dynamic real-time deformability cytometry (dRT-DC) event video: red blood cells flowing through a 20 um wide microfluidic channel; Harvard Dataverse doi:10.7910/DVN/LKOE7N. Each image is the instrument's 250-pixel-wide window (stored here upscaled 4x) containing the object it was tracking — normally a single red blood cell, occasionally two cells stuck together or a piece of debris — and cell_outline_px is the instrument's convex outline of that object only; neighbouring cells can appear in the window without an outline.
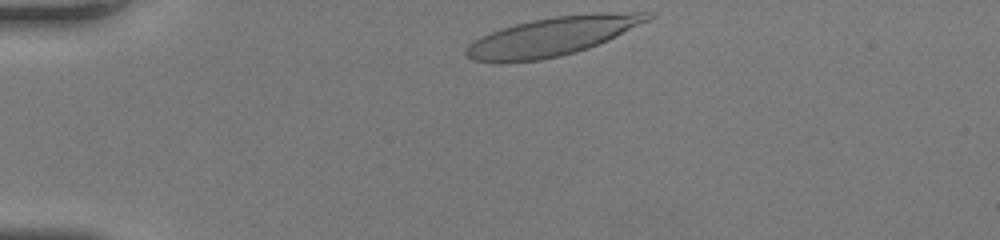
{"species": "human", "species_latin": "Homo sapiens", "temperature_condition": "room temperature", "stored_images_in_passage": 32, "camera_frame_rate_fps": 3000, "um_per_image_px": 0.085, "donor": {"sex": "female"}, "frame": {"image": 1, "passage_image": 1, "time_ms": 0.0, "image_size_px": [1000, 240], "cell_outline_px": [[656, 16], [608, 40], [588, 48], [576, 52], [560, 56], [540, 60], [500, 64], [496, 64], [472, 60], [464, 52], [468, 44], [472, 40], [480, 36], [516, 24], [532, 20], [556, 16], [596, 12], [652, 12]], "centroid_in_image_um": [46.92, 3.11], "position_along_channel_um": 38.1, "area_um2": 41.21}}
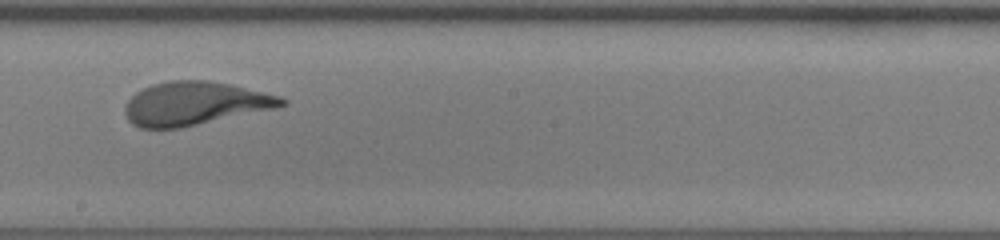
{"frame": {"image": 2, "passage_image": 19, "time_ms": 6.0, "image_size_px": [1000, 240], "cell_outline_px": [[288, 104], [276, 108], [180, 128], [140, 128], [132, 124], [128, 120], [124, 112], [124, 104], [136, 92], [152, 84], [168, 80], [208, 80], [228, 84], [280, 96], [288, 100]], "centroid_in_image_um": [16.53, 8.8], "position_along_channel_um": 231.7, "area_um2": 39.59}}
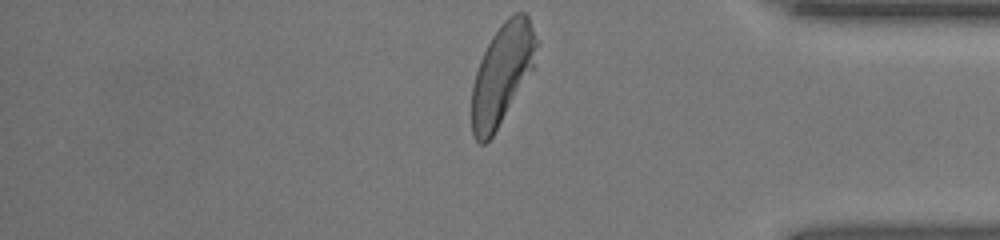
{"frame": {"image": 3, "passage_image": 32, "time_ms": 10.333, "image_size_px": [1000, 240], "cell_outline_px": [[536, 44], [532, 68], [492, 136], [484, 144], [480, 144], [472, 136], [472, 84], [480, 60], [492, 36], [500, 24], [508, 16], [516, 12], [524, 12], [528, 16], [536, 40]], "centroid_in_image_um": [42.63, 6.28], "position_along_channel_um": 392.6, "area_um2": 36.7}, "authors_computed_cell_mechanics": {"area_um2": 40.0843, "velocity_mm_per_s": 4.1269, "shape_relaxation_time_tau1_ms": 3.8482, "shape_relaxation_time_tau2_ms": null, "deformation_change_tau1": 0.217, "deformation_change_tau2": null}}